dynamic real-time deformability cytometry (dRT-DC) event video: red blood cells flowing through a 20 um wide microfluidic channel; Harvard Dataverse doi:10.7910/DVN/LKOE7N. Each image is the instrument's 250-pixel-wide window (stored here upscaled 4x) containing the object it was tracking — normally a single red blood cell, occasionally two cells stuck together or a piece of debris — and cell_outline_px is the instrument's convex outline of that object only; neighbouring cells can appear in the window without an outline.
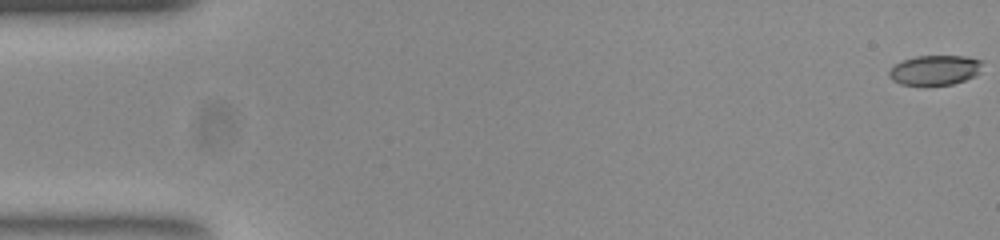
{"species": "common noctule bat (a hibernating species)", "species_latin": "Nyctalus noctula", "temperature_condition": "room temperature", "stored_images_in_passage": 54, "camera_frame_rate_fps": 3000, "um_per_image_px": 0.085, "animal": {"sex": "female", "body_mass_g": 23.0, "forearm_length_mm": 53.4}, "frame": {"image": 1, "passage_image": 1, "time_ms": 0.0, "image_size_px": [1000, 240], "cell_outline_px": [[980, 72], [976, 76], [952, 84], [900, 84], [892, 80], [888, 76], [888, 72], [896, 64], [904, 60], [916, 56], [964, 56], [980, 60]], "centroid_in_image_um": [79.46, 5.95], "position_along_channel_um": 5.5, "area_um2": 15.9}}
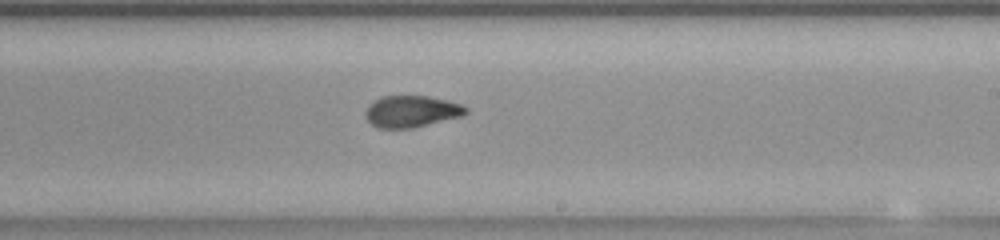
{"frame": {"image": 2, "passage_image": 32, "time_ms": 10.333, "image_size_px": [1000, 240], "cell_outline_px": [[468, 112], [460, 116], [412, 128], [380, 128], [372, 124], [364, 116], [364, 112], [368, 104], [384, 96], [428, 96], [448, 100], [460, 104], [468, 108]], "centroid_in_image_um": [34.95, 9.46], "position_along_channel_um": 254.0, "area_um2": 18.38}}
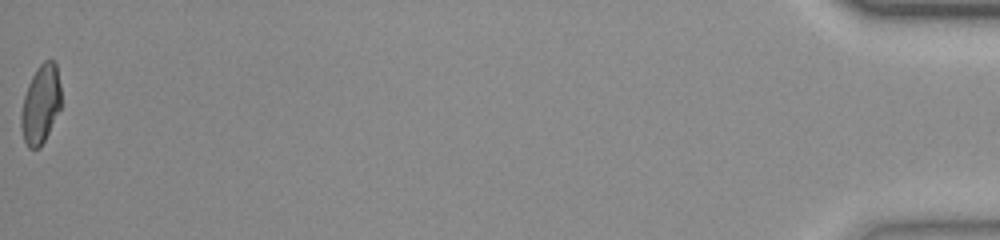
{"frame": {"image": 3, "passage_image": 54, "time_ms": 17.667, "image_size_px": [1000, 240], "cell_outline_px": [[60, 108], [40, 148], [28, 148], [24, 140], [20, 124], [20, 112], [24, 96], [28, 84], [36, 68], [44, 60], [52, 60], [56, 64], [60, 84]], "centroid_in_image_um": [3.43, 8.85], "position_along_channel_um": 431.8, "area_um2": 18.21}, "authors_computed_cell_mechanics": {"area_um2": 18.3515, "velocity_mm_per_s": 3.8569, "shape_relaxation_time_tau1_ms": null, "shape_relaxation_time_tau2_ms": 1.2287, "deformation_change_tau1": null, "deformation_change_tau2": 0.0602}}